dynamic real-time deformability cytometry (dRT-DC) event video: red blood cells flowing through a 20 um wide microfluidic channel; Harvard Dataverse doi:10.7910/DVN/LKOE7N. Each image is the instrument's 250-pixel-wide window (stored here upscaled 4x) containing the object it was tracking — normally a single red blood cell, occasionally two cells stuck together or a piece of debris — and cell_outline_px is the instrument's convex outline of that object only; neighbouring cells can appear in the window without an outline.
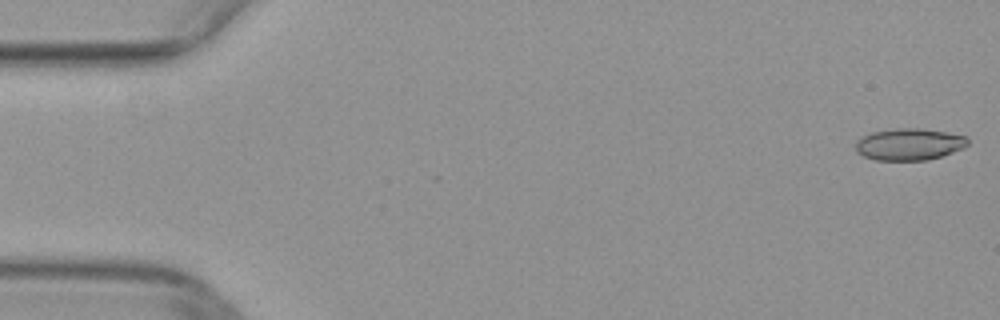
{"species": "common noctule bat (a hibernating species)", "species_latin": "Nyctalus noctula", "temperature_condition": "warm", "stored_images_in_passage": 50, "camera_frame_rate_fps": 3000, "um_per_image_px": 0.085, "animal": {"sex": "female", "body_mass_g": 29.2, "forearm_length_mm": 56.3}, "frame": {"image": 1, "passage_image": 1, "time_ms": 0.0, "image_size_px": [1000, 320], "cell_outline_px": [[968, 144], [964, 148], [928, 160], [876, 160], [864, 156], [856, 152], [856, 140], [860, 136], [872, 132], [896, 128], [920, 128], [944, 132], [964, 136], [968, 140]], "centroid_in_image_um": [77.24, 12.26], "position_along_channel_um": 7.8, "area_um2": 20.75}}
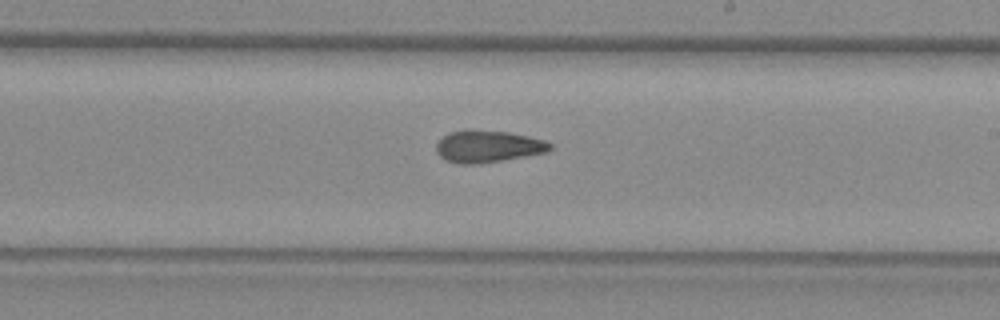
{"frame": {"image": 2, "passage_image": 29, "time_ms": 9.333, "image_size_px": [1000, 320], "cell_outline_px": [[552, 148], [544, 152], [500, 160], [476, 164], [460, 164], [444, 160], [436, 152], [436, 144], [448, 132], [468, 128], [472, 128], [508, 132], [528, 136], [544, 140], [552, 144]], "centroid_in_image_um": [41.4, 12.42], "position_along_channel_um": 247.6, "area_um2": 21.27}}
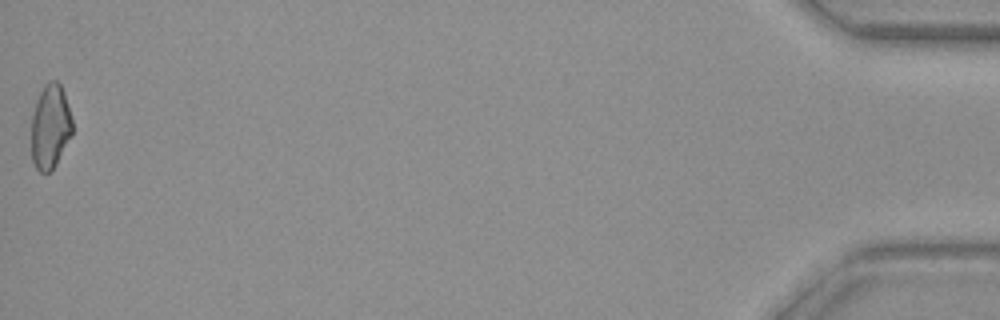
{"frame": {"image": 3, "passage_image": 50, "time_ms": 16.333, "image_size_px": [1000, 320], "cell_outline_px": [[72, 132], [56, 164], [48, 172], [40, 172], [36, 168], [32, 160], [32, 116], [36, 100], [44, 84], [48, 80], [56, 80], [60, 84], [64, 92], [72, 120]], "centroid_in_image_um": [4.26, 10.73], "position_along_channel_um": 430.9, "area_um2": 19.94}}